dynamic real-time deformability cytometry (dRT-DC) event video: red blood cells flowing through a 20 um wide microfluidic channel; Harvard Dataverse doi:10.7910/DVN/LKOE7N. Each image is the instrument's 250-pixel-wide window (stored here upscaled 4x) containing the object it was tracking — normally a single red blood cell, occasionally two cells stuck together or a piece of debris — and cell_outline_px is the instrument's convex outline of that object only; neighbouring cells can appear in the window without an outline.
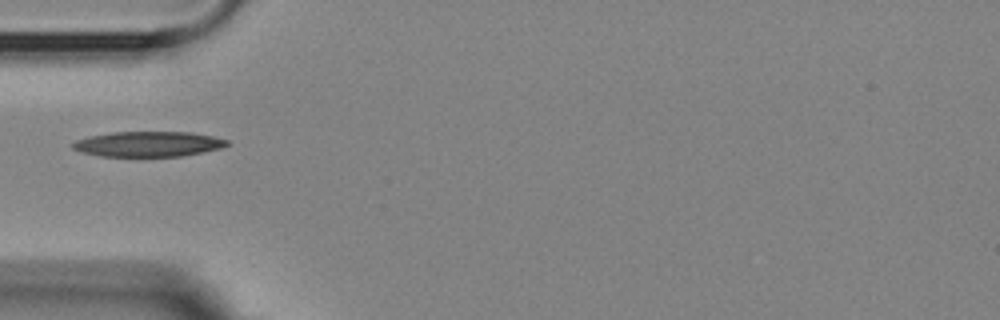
{"species": "Egyptian fruit bat (a non-hibernating species)", "species_latin": "Rousettus aegyptiacus", "temperature_condition": "room temperature", "stored_images_in_passage": 39, "camera_frame_rate_fps": 3000, "um_per_image_px": 0.085, "animal": {"sex": "female"}, "frame": {"image": 1, "passage_image": 1, "time_ms": 0.0, "image_size_px": [1000, 320], "cell_outline_px": [[232, 144], [220, 148], [180, 156], [100, 156], [80, 152], [72, 148], [72, 144], [76, 140], [88, 136], [112, 132], [192, 132], [212, 136], [228, 140]], "centroid_in_image_um": [12.58, 12.23], "position_along_channel_um": 72.4, "area_um2": 22.66}}
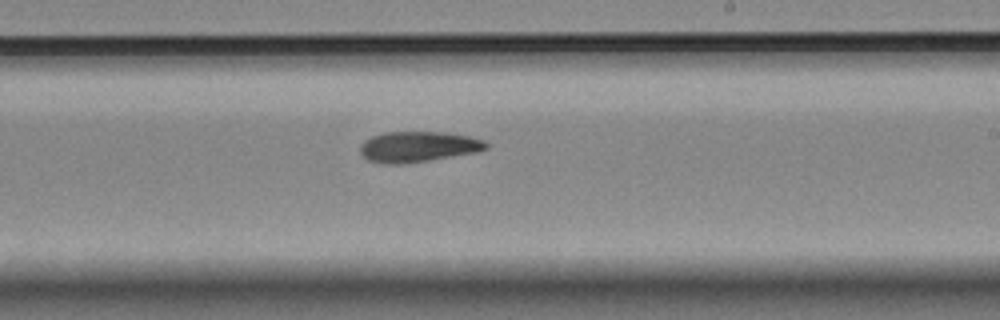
{"frame": {"image": 2, "passage_image": 16, "time_ms": 5.0, "image_size_px": [1000, 320], "cell_outline_px": [[488, 148], [476, 152], [428, 160], [400, 164], [384, 164], [368, 160], [360, 152], [360, 144], [364, 140], [372, 136], [384, 132], [444, 132], [468, 136], [484, 140], [488, 144]], "centroid_in_image_um": [35.51, 12.46], "position_along_channel_um": 253.5, "area_um2": 22.37}}
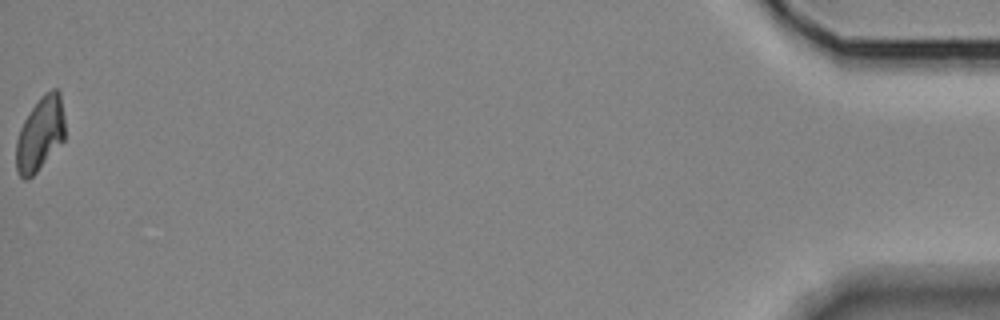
{"frame": {"image": 3, "passage_image": 39, "time_ms": 12.667, "image_size_px": [1000, 320], "cell_outline_px": [[64, 140], [36, 172], [28, 180], [24, 180], [20, 176], [16, 168], [16, 140], [20, 128], [24, 120], [40, 96], [44, 92], [52, 88], [56, 88], [60, 92], [64, 116]], "centroid_in_image_um": [3.41, 11.36], "position_along_channel_um": 431.8, "area_um2": 21.04}}